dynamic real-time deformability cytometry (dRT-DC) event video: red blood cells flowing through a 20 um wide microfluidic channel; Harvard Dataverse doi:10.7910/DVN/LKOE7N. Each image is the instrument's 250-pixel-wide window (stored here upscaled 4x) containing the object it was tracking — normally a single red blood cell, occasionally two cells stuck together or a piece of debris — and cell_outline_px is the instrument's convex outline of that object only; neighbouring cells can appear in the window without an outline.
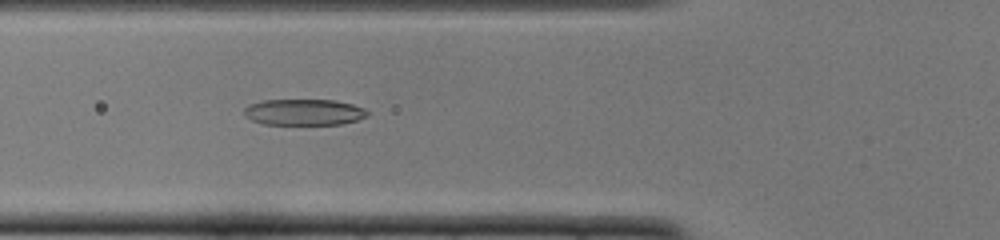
{"species": "common noctule bat (a hibernating species)", "species_latin": "Nyctalus noctula", "temperature_condition": "cold", "stored_images_in_passage": 51, "camera_frame_rate_fps": 3000, "um_per_image_px": 0.085, "animal": {"sex": "female", "body_mass_g": 22.0, "forearm_length_mm": 56.7}, "frame": {"image": 1, "passage_image": 19, "time_ms": 6.0, "image_size_px": [1000, 240], "cell_outline_px": [[368, 116], [356, 120], [340, 124], [264, 124], [252, 120], [244, 116], [244, 108], [248, 104], [264, 100], [332, 100], [352, 104], [364, 108], [368, 112]], "centroid_in_image_um": [25.81, 9.53], "position_along_channel_um": 100.0, "area_um2": 18.73}}
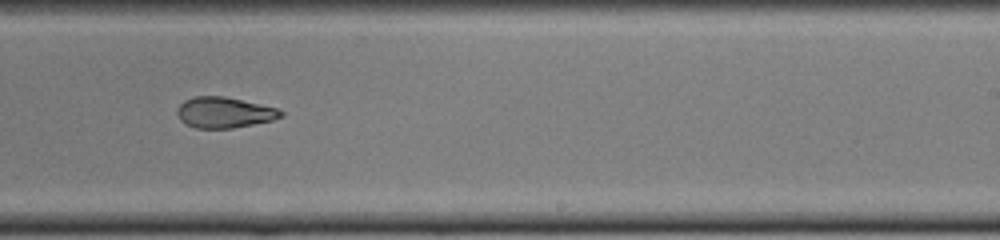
{"frame": {"image": 2, "passage_image": 32, "time_ms": 10.333, "image_size_px": [1000, 240], "cell_outline_px": [[284, 116], [272, 120], [232, 128], [196, 128], [184, 124], [180, 120], [176, 112], [176, 108], [184, 100], [192, 96], [224, 96], [276, 108], [284, 112]], "centroid_in_image_um": [19.01, 9.56], "position_along_channel_um": 270.0, "area_um2": 18.61}}
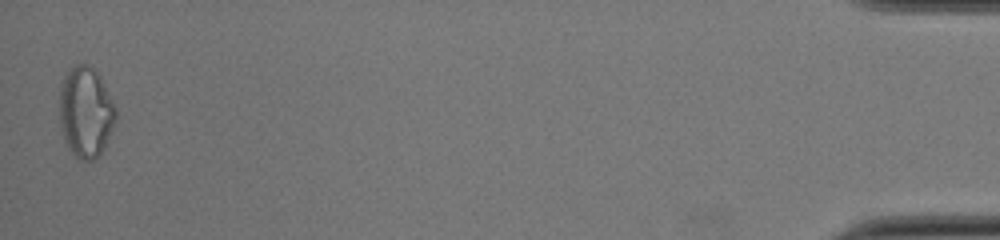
{"frame": {"image": 3, "passage_image": 51, "time_ms": 16.667, "image_size_px": [1000, 240], "cell_outline_px": [[116, 120], [104, 148], [92, 160], [80, 160], [68, 148], [64, 140], [60, 124], [60, 84], [64, 76], [76, 64], [88, 64], [100, 76], [116, 108]], "centroid_in_image_um": [7.28, 9.53], "position_along_channel_um": 427.9, "area_um2": 29.54}, "authors_computed_cell_mechanics": {"area_um2": 19.8254, "velocity_mm_per_s": 3.9268, "shape_relaxation_time_tau1_ms": 4.536, "shape_relaxation_time_tau2_ms": 4.7724, "deformation_change_tau1": 0.1766, "deformation_change_tau2": 0.1387}}